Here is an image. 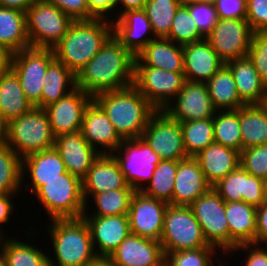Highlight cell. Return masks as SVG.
Wrapping results in <instances>:
<instances>
[{
    "label": "cell",
    "instance_id": "6da1fadb",
    "mask_svg": "<svg viewBox=\"0 0 267 266\" xmlns=\"http://www.w3.org/2000/svg\"><path fill=\"white\" fill-rule=\"evenodd\" d=\"M135 56L113 35L76 75V87L90 96L130 87Z\"/></svg>",
    "mask_w": 267,
    "mask_h": 266
},
{
    "label": "cell",
    "instance_id": "7a4b0ae2",
    "mask_svg": "<svg viewBox=\"0 0 267 266\" xmlns=\"http://www.w3.org/2000/svg\"><path fill=\"white\" fill-rule=\"evenodd\" d=\"M112 35V20H74L67 33L52 48L55 59L77 75Z\"/></svg>",
    "mask_w": 267,
    "mask_h": 266
},
{
    "label": "cell",
    "instance_id": "3957f363",
    "mask_svg": "<svg viewBox=\"0 0 267 266\" xmlns=\"http://www.w3.org/2000/svg\"><path fill=\"white\" fill-rule=\"evenodd\" d=\"M122 140L141 138L157 109L132 85L93 97Z\"/></svg>",
    "mask_w": 267,
    "mask_h": 266
},
{
    "label": "cell",
    "instance_id": "277c9868",
    "mask_svg": "<svg viewBox=\"0 0 267 266\" xmlns=\"http://www.w3.org/2000/svg\"><path fill=\"white\" fill-rule=\"evenodd\" d=\"M48 233L57 260L49 257V266H86L98 257L83 217L52 219Z\"/></svg>",
    "mask_w": 267,
    "mask_h": 266
},
{
    "label": "cell",
    "instance_id": "5b68a950",
    "mask_svg": "<svg viewBox=\"0 0 267 266\" xmlns=\"http://www.w3.org/2000/svg\"><path fill=\"white\" fill-rule=\"evenodd\" d=\"M52 219L82 218L87 204L83 198L82 180L69 172L46 181L35 193Z\"/></svg>",
    "mask_w": 267,
    "mask_h": 266
},
{
    "label": "cell",
    "instance_id": "8992f818",
    "mask_svg": "<svg viewBox=\"0 0 267 266\" xmlns=\"http://www.w3.org/2000/svg\"><path fill=\"white\" fill-rule=\"evenodd\" d=\"M7 145L21 158L53 148L55 137L45 109L33 107L22 116L10 120Z\"/></svg>",
    "mask_w": 267,
    "mask_h": 266
},
{
    "label": "cell",
    "instance_id": "52a82bcc",
    "mask_svg": "<svg viewBox=\"0 0 267 266\" xmlns=\"http://www.w3.org/2000/svg\"><path fill=\"white\" fill-rule=\"evenodd\" d=\"M160 243L165 255L180 250L214 247L205 239L202 227L190 206L171 204H168L165 211Z\"/></svg>",
    "mask_w": 267,
    "mask_h": 266
},
{
    "label": "cell",
    "instance_id": "ba28073f",
    "mask_svg": "<svg viewBox=\"0 0 267 266\" xmlns=\"http://www.w3.org/2000/svg\"><path fill=\"white\" fill-rule=\"evenodd\" d=\"M26 30L31 47L53 48L74 21L45 0H37L26 12Z\"/></svg>",
    "mask_w": 267,
    "mask_h": 266
},
{
    "label": "cell",
    "instance_id": "9c48e42d",
    "mask_svg": "<svg viewBox=\"0 0 267 266\" xmlns=\"http://www.w3.org/2000/svg\"><path fill=\"white\" fill-rule=\"evenodd\" d=\"M55 60L52 48L29 47L12 54L11 69L18 76L26 98L41 108L43 77Z\"/></svg>",
    "mask_w": 267,
    "mask_h": 266
},
{
    "label": "cell",
    "instance_id": "30bf717a",
    "mask_svg": "<svg viewBox=\"0 0 267 266\" xmlns=\"http://www.w3.org/2000/svg\"><path fill=\"white\" fill-rule=\"evenodd\" d=\"M190 208L202 227L208 244L222 248V255H227L225 252H230V233L225 214V201L212 187L207 193L198 197Z\"/></svg>",
    "mask_w": 267,
    "mask_h": 266
},
{
    "label": "cell",
    "instance_id": "8fae6325",
    "mask_svg": "<svg viewBox=\"0 0 267 266\" xmlns=\"http://www.w3.org/2000/svg\"><path fill=\"white\" fill-rule=\"evenodd\" d=\"M141 138L160 160L181 161L189 156L183 144L181 123L157 110L149 119Z\"/></svg>",
    "mask_w": 267,
    "mask_h": 266
},
{
    "label": "cell",
    "instance_id": "7c38bea8",
    "mask_svg": "<svg viewBox=\"0 0 267 266\" xmlns=\"http://www.w3.org/2000/svg\"><path fill=\"white\" fill-rule=\"evenodd\" d=\"M184 72H171L151 66H134L133 86L157 109L163 110L180 92Z\"/></svg>",
    "mask_w": 267,
    "mask_h": 266
},
{
    "label": "cell",
    "instance_id": "4fadbf2b",
    "mask_svg": "<svg viewBox=\"0 0 267 266\" xmlns=\"http://www.w3.org/2000/svg\"><path fill=\"white\" fill-rule=\"evenodd\" d=\"M117 151L121 154L118 155L117 152L112 155L118 162L126 182L135 191H141V182L150 181L160 162L159 156L142 138L123 140Z\"/></svg>",
    "mask_w": 267,
    "mask_h": 266
},
{
    "label": "cell",
    "instance_id": "5bb4252c",
    "mask_svg": "<svg viewBox=\"0 0 267 266\" xmlns=\"http://www.w3.org/2000/svg\"><path fill=\"white\" fill-rule=\"evenodd\" d=\"M252 34L246 19H218L206 39L226 64L248 56Z\"/></svg>",
    "mask_w": 267,
    "mask_h": 266
},
{
    "label": "cell",
    "instance_id": "9a60e30c",
    "mask_svg": "<svg viewBox=\"0 0 267 266\" xmlns=\"http://www.w3.org/2000/svg\"><path fill=\"white\" fill-rule=\"evenodd\" d=\"M174 99L163 111L179 122L213 118L216 112L205 83L185 81Z\"/></svg>",
    "mask_w": 267,
    "mask_h": 266
},
{
    "label": "cell",
    "instance_id": "2e32d148",
    "mask_svg": "<svg viewBox=\"0 0 267 266\" xmlns=\"http://www.w3.org/2000/svg\"><path fill=\"white\" fill-rule=\"evenodd\" d=\"M167 206L164 201L136 191L128 212L131 234L160 242Z\"/></svg>",
    "mask_w": 267,
    "mask_h": 266
},
{
    "label": "cell",
    "instance_id": "e0dca14e",
    "mask_svg": "<svg viewBox=\"0 0 267 266\" xmlns=\"http://www.w3.org/2000/svg\"><path fill=\"white\" fill-rule=\"evenodd\" d=\"M92 100V96L75 87L57 102L46 106L44 109L48 114L54 137L80 132L85 109Z\"/></svg>",
    "mask_w": 267,
    "mask_h": 266
},
{
    "label": "cell",
    "instance_id": "ac0fdd59",
    "mask_svg": "<svg viewBox=\"0 0 267 266\" xmlns=\"http://www.w3.org/2000/svg\"><path fill=\"white\" fill-rule=\"evenodd\" d=\"M225 202L244 201L258 208L267 198L266 181L249 174L241 165L213 186Z\"/></svg>",
    "mask_w": 267,
    "mask_h": 266
},
{
    "label": "cell",
    "instance_id": "d6986e66",
    "mask_svg": "<svg viewBox=\"0 0 267 266\" xmlns=\"http://www.w3.org/2000/svg\"><path fill=\"white\" fill-rule=\"evenodd\" d=\"M83 218L89 226L93 247L98 257H109L131 233L128 215L89 216L85 211ZM97 247L100 252L95 249Z\"/></svg>",
    "mask_w": 267,
    "mask_h": 266
},
{
    "label": "cell",
    "instance_id": "ffe728a7",
    "mask_svg": "<svg viewBox=\"0 0 267 266\" xmlns=\"http://www.w3.org/2000/svg\"><path fill=\"white\" fill-rule=\"evenodd\" d=\"M115 266H164L159 241L129 234L108 257Z\"/></svg>",
    "mask_w": 267,
    "mask_h": 266
},
{
    "label": "cell",
    "instance_id": "44dd1931",
    "mask_svg": "<svg viewBox=\"0 0 267 266\" xmlns=\"http://www.w3.org/2000/svg\"><path fill=\"white\" fill-rule=\"evenodd\" d=\"M80 132L88 144L100 154L117 152L123 141L106 113L94 100L85 109ZM96 145L103 147L104 150H98Z\"/></svg>",
    "mask_w": 267,
    "mask_h": 266
},
{
    "label": "cell",
    "instance_id": "7402d4cb",
    "mask_svg": "<svg viewBox=\"0 0 267 266\" xmlns=\"http://www.w3.org/2000/svg\"><path fill=\"white\" fill-rule=\"evenodd\" d=\"M112 26L113 36L134 56L156 38L144 9L123 12L116 21L112 19ZM150 34L153 35L152 38Z\"/></svg>",
    "mask_w": 267,
    "mask_h": 266
},
{
    "label": "cell",
    "instance_id": "603a6c76",
    "mask_svg": "<svg viewBox=\"0 0 267 266\" xmlns=\"http://www.w3.org/2000/svg\"><path fill=\"white\" fill-rule=\"evenodd\" d=\"M117 189L133 188L126 182L125 176L113 155L100 154L82 179L84 201L87 203L91 195Z\"/></svg>",
    "mask_w": 267,
    "mask_h": 266
},
{
    "label": "cell",
    "instance_id": "cb8c5ba5",
    "mask_svg": "<svg viewBox=\"0 0 267 266\" xmlns=\"http://www.w3.org/2000/svg\"><path fill=\"white\" fill-rule=\"evenodd\" d=\"M182 51L186 81L206 83L225 64L206 38L182 45Z\"/></svg>",
    "mask_w": 267,
    "mask_h": 266
},
{
    "label": "cell",
    "instance_id": "d4e9b609",
    "mask_svg": "<svg viewBox=\"0 0 267 266\" xmlns=\"http://www.w3.org/2000/svg\"><path fill=\"white\" fill-rule=\"evenodd\" d=\"M54 147L60 153L66 171L81 180L100 155L88 144L81 132L57 136Z\"/></svg>",
    "mask_w": 267,
    "mask_h": 266
},
{
    "label": "cell",
    "instance_id": "484cf974",
    "mask_svg": "<svg viewBox=\"0 0 267 266\" xmlns=\"http://www.w3.org/2000/svg\"><path fill=\"white\" fill-rule=\"evenodd\" d=\"M212 186L203 174L194 157L178 161L174 181L172 205L190 206L198 197L207 193Z\"/></svg>",
    "mask_w": 267,
    "mask_h": 266
},
{
    "label": "cell",
    "instance_id": "4316f807",
    "mask_svg": "<svg viewBox=\"0 0 267 266\" xmlns=\"http://www.w3.org/2000/svg\"><path fill=\"white\" fill-rule=\"evenodd\" d=\"M134 66H151L171 72H184L182 45L168 38H155L135 56Z\"/></svg>",
    "mask_w": 267,
    "mask_h": 266
},
{
    "label": "cell",
    "instance_id": "83f0119b",
    "mask_svg": "<svg viewBox=\"0 0 267 266\" xmlns=\"http://www.w3.org/2000/svg\"><path fill=\"white\" fill-rule=\"evenodd\" d=\"M194 158L212 187L240 165L238 151L216 142L201 150Z\"/></svg>",
    "mask_w": 267,
    "mask_h": 266
},
{
    "label": "cell",
    "instance_id": "f1b7e54d",
    "mask_svg": "<svg viewBox=\"0 0 267 266\" xmlns=\"http://www.w3.org/2000/svg\"><path fill=\"white\" fill-rule=\"evenodd\" d=\"M230 252L242 244H255L257 208L244 201L225 202Z\"/></svg>",
    "mask_w": 267,
    "mask_h": 266
},
{
    "label": "cell",
    "instance_id": "f546056e",
    "mask_svg": "<svg viewBox=\"0 0 267 266\" xmlns=\"http://www.w3.org/2000/svg\"><path fill=\"white\" fill-rule=\"evenodd\" d=\"M226 65L233 74L240 100L245 105L266 102L267 85L262 81L248 56L232 60Z\"/></svg>",
    "mask_w": 267,
    "mask_h": 266
},
{
    "label": "cell",
    "instance_id": "4dcf8cb0",
    "mask_svg": "<svg viewBox=\"0 0 267 266\" xmlns=\"http://www.w3.org/2000/svg\"><path fill=\"white\" fill-rule=\"evenodd\" d=\"M30 173L32 181L31 192L33 194L48 180L60 178V174L66 172L64 162L58 150L53 147L47 150L35 152L22 158V177ZM25 172V173H24Z\"/></svg>",
    "mask_w": 267,
    "mask_h": 266
},
{
    "label": "cell",
    "instance_id": "1f68e13d",
    "mask_svg": "<svg viewBox=\"0 0 267 266\" xmlns=\"http://www.w3.org/2000/svg\"><path fill=\"white\" fill-rule=\"evenodd\" d=\"M33 107L26 98L15 72L10 68L0 74V115L9 122L29 112Z\"/></svg>",
    "mask_w": 267,
    "mask_h": 266
},
{
    "label": "cell",
    "instance_id": "d6a6232c",
    "mask_svg": "<svg viewBox=\"0 0 267 266\" xmlns=\"http://www.w3.org/2000/svg\"><path fill=\"white\" fill-rule=\"evenodd\" d=\"M242 150L267 144V105L250 104L239 108Z\"/></svg>",
    "mask_w": 267,
    "mask_h": 266
},
{
    "label": "cell",
    "instance_id": "836d02e7",
    "mask_svg": "<svg viewBox=\"0 0 267 266\" xmlns=\"http://www.w3.org/2000/svg\"><path fill=\"white\" fill-rule=\"evenodd\" d=\"M205 84L216 110H237L245 105L240 100L233 74L226 64Z\"/></svg>",
    "mask_w": 267,
    "mask_h": 266
},
{
    "label": "cell",
    "instance_id": "e575fe53",
    "mask_svg": "<svg viewBox=\"0 0 267 266\" xmlns=\"http://www.w3.org/2000/svg\"><path fill=\"white\" fill-rule=\"evenodd\" d=\"M0 45L12 54L31 47L25 12L0 7Z\"/></svg>",
    "mask_w": 267,
    "mask_h": 266
},
{
    "label": "cell",
    "instance_id": "d590c367",
    "mask_svg": "<svg viewBox=\"0 0 267 266\" xmlns=\"http://www.w3.org/2000/svg\"><path fill=\"white\" fill-rule=\"evenodd\" d=\"M41 108L57 102L76 87V75L56 59L43 77ZM69 86V89L67 88Z\"/></svg>",
    "mask_w": 267,
    "mask_h": 266
},
{
    "label": "cell",
    "instance_id": "8d00e7d4",
    "mask_svg": "<svg viewBox=\"0 0 267 266\" xmlns=\"http://www.w3.org/2000/svg\"><path fill=\"white\" fill-rule=\"evenodd\" d=\"M214 141L225 147L242 151L239 109L216 110L213 117Z\"/></svg>",
    "mask_w": 267,
    "mask_h": 266
},
{
    "label": "cell",
    "instance_id": "74e56055",
    "mask_svg": "<svg viewBox=\"0 0 267 266\" xmlns=\"http://www.w3.org/2000/svg\"><path fill=\"white\" fill-rule=\"evenodd\" d=\"M178 161L160 160L149 184L141 192L149 197L164 201L172 205V196Z\"/></svg>",
    "mask_w": 267,
    "mask_h": 266
},
{
    "label": "cell",
    "instance_id": "f35d334b",
    "mask_svg": "<svg viewBox=\"0 0 267 266\" xmlns=\"http://www.w3.org/2000/svg\"><path fill=\"white\" fill-rule=\"evenodd\" d=\"M0 248L6 257L7 266H49V257L43 250L16 238L12 240L2 237Z\"/></svg>",
    "mask_w": 267,
    "mask_h": 266
},
{
    "label": "cell",
    "instance_id": "ab89813d",
    "mask_svg": "<svg viewBox=\"0 0 267 266\" xmlns=\"http://www.w3.org/2000/svg\"><path fill=\"white\" fill-rule=\"evenodd\" d=\"M23 180L22 158L9 145L0 146V195H17Z\"/></svg>",
    "mask_w": 267,
    "mask_h": 266
},
{
    "label": "cell",
    "instance_id": "60d3db41",
    "mask_svg": "<svg viewBox=\"0 0 267 266\" xmlns=\"http://www.w3.org/2000/svg\"><path fill=\"white\" fill-rule=\"evenodd\" d=\"M184 0H148L144 10L156 38H166L172 26L176 11Z\"/></svg>",
    "mask_w": 267,
    "mask_h": 266
},
{
    "label": "cell",
    "instance_id": "b9f144b4",
    "mask_svg": "<svg viewBox=\"0 0 267 266\" xmlns=\"http://www.w3.org/2000/svg\"><path fill=\"white\" fill-rule=\"evenodd\" d=\"M180 123L184 148L189 157H194L201 150L215 142L213 118Z\"/></svg>",
    "mask_w": 267,
    "mask_h": 266
},
{
    "label": "cell",
    "instance_id": "7bdbcfd3",
    "mask_svg": "<svg viewBox=\"0 0 267 266\" xmlns=\"http://www.w3.org/2000/svg\"><path fill=\"white\" fill-rule=\"evenodd\" d=\"M134 189H117L92 195L96 212L93 216L128 215Z\"/></svg>",
    "mask_w": 267,
    "mask_h": 266
},
{
    "label": "cell",
    "instance_id": "ee69618b",
    "mask_svg": "<svg viewBox=\"0 0 267 266\" xmlns=\"http://www.w3.org/2000/svg\"><path fill=\"white\" fill-rule=\"evenodd\" d=\"M166 38L180 45L197 42L205 38L199 32L194 18L190 15L188 7L184 3L176 11L170 33Z\"/></svg>",
    "mask_w": 267,
    "mask_h": 266
},
{
    "label": "cell",
    "instance_id": "f6af8a7d",
    "mask_svg": "<svg viewBox=\"0 0 267 266\" xmlns=\"http://www.w3.org/2000/svg\"><path fill=\"white\" fill-rule=\"evenodd\" d=\"M215 247H200L197 249L180 250L165 255L164 266H215L212 254Z\"/></svg>",
    "mask_w": 267,
    "mask_h": 266
},
{
    "label": "cell",
    "instance_id": "bcb514c9",
    "mask_svg": "<svg viewBox=\"0 0 267 266\" xmlns=\"http://www.w3.org/2000/svg\"><path fill=\"white\" fill-rule=\"evenodd\" d=\"M240 165L249 174L267 181V144L243 149Z\"/></svg>",
    "mask_w": 267,
    "mask_h": 266
},
{
    "label": "cell",
    "instance_id": "7dc6e473",
    "mask_svg": "<svg viewBox=\"0 0 267 266\" xmlns=\"http://www.w3.org/2000/svg\"><path fill=\"white\" fill-rule=\"evenodd\" d=\"M190 15L194 18L199 32L206 38L218 22V14L215 5L184 0Z\"/></svg>",
    "mask_w": 267,
    "mask_h": 266
},
{
    "label": "cell",
    "instance_id": "c3c4849f",
    "mask_svg": "<svg viewBox=\"0 0 267 266\" xmlns=\"http://www.w3.org/2000/svg\"><path fill=\"white\" fill-rule=\"evenodd\" d=\"M248 58L253 62L254 68L267 85V31L253 32Z\"/></svg>",
    "mask_w": 267,
    "mask_h": 266
},
{
    "label": "cell",
    "instance_id": "681fc988",
    "mask_svg": "<svg viewBox=\"0 0 267 266\" xmlns=\"http://www.w3.org/2000/svg\"><path fill=\"white\" fill-rule=\"evenodd\" d=\"M246 20L253 32H266L267 0H247Z\"/></svg>",
    "mask_w": 267,
    "mask_h": 266
},
{
    "label": "cell",
    "instance_id": "f907efd6",
    "mask_svg": "<svg viewBox=\"0 0 267 266\" xmlns=\"http://www.w3.org/2000/svg\"><path fill=\"white\" fill-rule=\"evenodd\" d=\"M55 5L73 20H91L95 17L90 13L87 0H45Z\"/></svg>",
    "mask_w": 267,
    "mask_h": 266
},
{
    "label": "cell",
    "instance_id": "816d5d0a",
    "mask_svg": "<svg viewBox=\"0 0 267 266\" xmlns=\"http://www.w3.org/2000/svg\"><path fill=\"white\" fill-rule=\"evenodd\" d=\"M215 8L219 19H246L247 0H217Z\"/></svg>",
    "mask_w": 267,
    "mask_h": 266
},
{
    "label": "cell",
    "instance_id": "f5cc1de1",
    "mask_svg": "<svg viewBox=\"0 0 267 266\" xmlns=\"http://www.w3.org/2000/svg\"><path fill=\"white\" fill-rule=\"evenodd\" d=\"M243 250L248 251L247 260L244 266H267V245L264 248L259 247L258 244H242L237 246L235 249L231 251V253L235 250Z\"/></svg>",
    "mask_w": 267,
    "mask_h": 266
},
{
    "label": "cell",
    "instance_id": "db71d44e",
    "mask_svg": "<svg viewBox=\"0 0 267 266\" xmlns=\"http://www.w3.org/2000/svg\"><path fill=\"white\" fill-rule=\"evenodd\" d=\"M90 13L95 18L109 19L108 15L116 10L117 0H87ZM114 9V10H113Z\"/></svg>",
    "mask_w": 267,
    "mask_h": 266
},
{
    "label": "cell",
    "instance_id": "11a10c76",
    "mask_svg": "<svg viewBox=\"0 0 267 266\" xmlns=\"http://www.w3.org/2000/svg\"><path fill=\"white\" fill-rule=\"evenodd\" d=\"M260 243L267 245V198L257 208L255 244Z\"/></svg>",
    "mask_w": 267,
    "mask_h": 266
},
{
    "label": "cell",
    "instance_id": "9f6ffc18",
    "mask_svg": "<svg viewBox=\"0 0 267 266\" xmlns=\"http://www.w3.org/2000/svg\"><path fill=\"white\" fill-rule=\"evenodd\" d=\"M13 196L14 194L0 195V224L7 223L10 219L14 209L13 203L11 202V198H14ZM2 232L0 229V237H4Z\"/></svg>",
    "mask_w": 267,
    "mask_h": 266
},
{
    "label": "cell",
    "instance_id": "6f0895ef",
    "mask_svg": "<svg viewBox=\"0 0 267 266\" xmlns=\"http://www.w3.org/2000/svg\"><path fill=\"white\" fill-rule=\"evenodd\" d=\"M37 0H0V7L26 12Z\"/></svg>",
    "mask_w": 267,
    "mask_h": 266
},
{
    "label": "cell",
    "instance_id": "680465c9",
    "mask_svg": "<svg viewBox=\"0 0 267 266\" xmlns=\"http://www.w3.org/2000/svg\"><path fill=\"white\" fill-rule=\"evenodd\" d=\"M148 0H117V7L119 4L122 6V10H120V13H118L119 17L123 12L127 10H135V9H144L145 4Z\"/></svg>",
    "mask_w": 267,
    "mask_h": 266
},
{
    "label": "cell",
    "instance_id": "91938a15",
    "mask_svg": "<svg viewBox=\"0 0 267 266\" xmlns=\"http://www.w3.org/2000/svg\"><path fill=\"white\" fill-rule=\"evenodd\" d=\"M12 53L0 45V74L11 68Z\"/></svg>",
    "mask_w": 267,
    "mask_h": 266
},
{
    "label": "cell",
    "instance_id": "94428289",
    "mask_svg": "<svg viewBox=\"0 0 267 266\" xmlns=\"http://www.w3.org/2000/svg\"><path fill=\"white\" fill-rule=\"evenodd\" d=\"M8 140V122L0 115V146L6 145Z\"/></svg>",
    "mask_w": 267,
    "mask_h": 266
},
{
    "label": "cell",
    "instance_id": "6125c7cd",
    "mask_svg": "<svg viewBox=\"0 0 267 266\" xmlns=\"http://www.w3.org/2000/svg\"><path fill=\"white\" fill-rule=\"evenodd\" d=\"M86 266H115L108 257H97L94 261L89 262Z\"/></svg>",
    "mask_w": 267,
    "mask_h": 266
},
{
    "label": "cell",
    "instance_id": "be15d7a7",
    "mask_svg": "<svg viewBox=\"0 0 267 266\" xmlns=\"http://www.w3.org/2000/svg\"><path fill=\"white\" fill-rule=\"evenodd\" d=\"M0 266H7V260L1 248H0Z\"/></svg>",
    "mask_w": 267,
    "mask_h": 266
},
{
    "label": "cell",
    "instance_id": "e7e4bbea",
    "mask_svg": "<svg viewBox=\"0 0 267 266\" xmlns=\"http://www.w3.org/2000/svg\"><path fill=\"white\" fill-rule=\"evenodd\" d=\"M193 1H196V2H201V3H207V4H212V5H215L217 0H193Z\"/></svg>",
    "mask_w": 267,
    "mask_h": 266
}]
</instances>
